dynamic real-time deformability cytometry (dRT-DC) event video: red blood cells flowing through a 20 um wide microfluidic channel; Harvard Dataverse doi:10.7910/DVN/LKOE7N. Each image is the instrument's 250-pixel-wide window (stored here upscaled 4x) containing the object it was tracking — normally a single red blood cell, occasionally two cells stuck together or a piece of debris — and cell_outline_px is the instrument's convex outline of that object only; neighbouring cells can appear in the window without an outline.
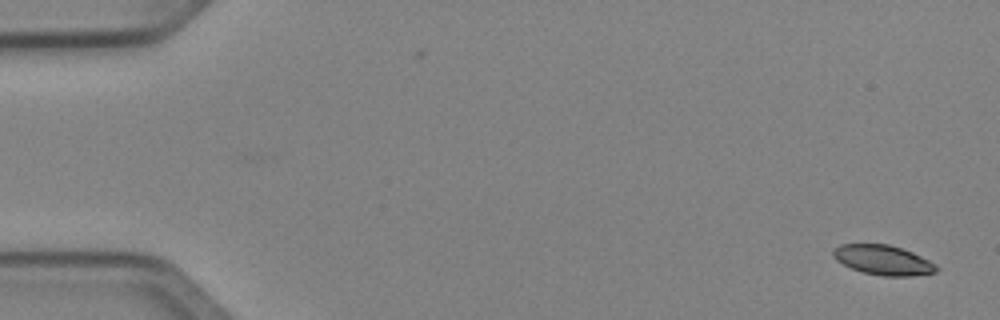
{"species": "Egyptian fruit bat (a non-hibernating species)", "species_latin": "Rousettus aegyptiacus", "temperature_condition": "cold", "stored_images_in_passage": 51, "camera_frame_rate_fps": 3000, "um_per_image_px": 0.085, "animal": {"sex": "female"}, "frame": {"image": 1, "passage_image": 1, "time_ms": 0.0, "image_size_px": [1000, 320], "cell_outline_px": [[940, 268], [936, 272], [912, 276], [884, 276], [864, 272], [852, 268], [836, 260], [832, 256], [832, 252], [840, 244], [888, 244], [912, 252], [936, 264]], "centroid_in_image_um": [75.08, 22.1], "position_along_channel_um": 9.9, "area_um2": 17.74}}
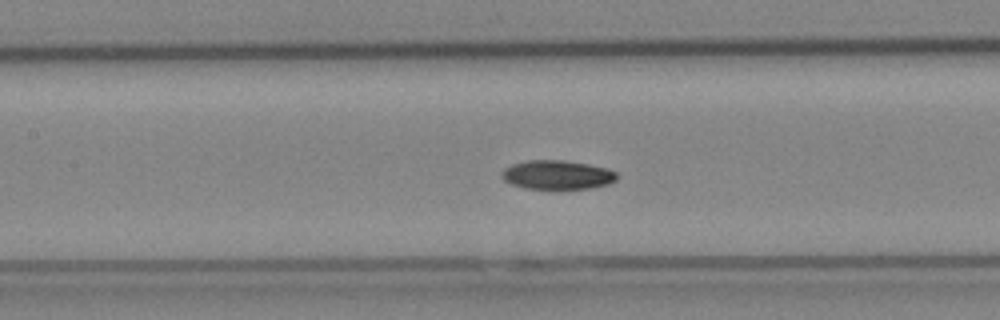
{"frame": {"image": 2, "passage_image": 23, "time_ms": 7.333, "image_size_px": [1000, 320], "cell_outline_px": [[620, 176], [616, 180], [608, 184], [592, 188], [556, 192], [552, 192], [524, 188], [512, 184], [504, 180], [500, 176], [500, 172], [504, 168], [512, 164], [524, 160], [564, 160], [588, 164], [608, 168], [616, 172]], "centroid_in_image_um": [47.36, 14.91], "position_along_channel_um": 160.0, "area_um2": 20.63}}
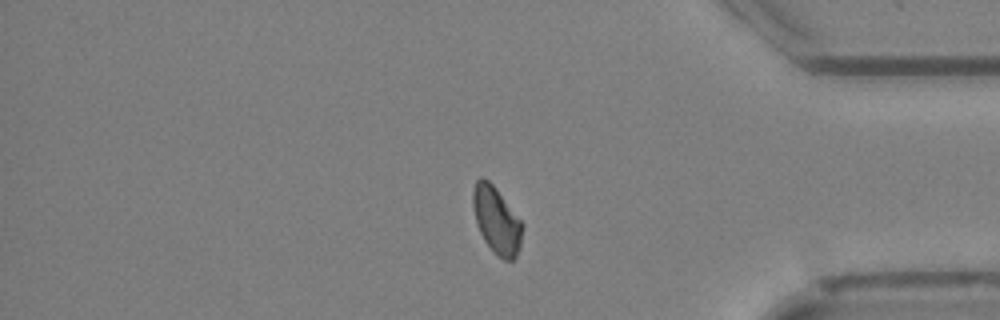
{"frame": {"image": 3, "passage_image": 42, "time_ms": 13.667, "image_size_px": [1000, 320], "cell_outline_px": [[524, 224], [520, 248], [516, 256], [512, 260], [504, 260], [492, 252], [484, 240], [476, 224], [472, 204], [472, 192], [476, 180], [480, 176], [488, 180], [496, 188]], "centroid_in_image_um": [42.2, 18.73], "position_along_channel_um": 393.0, "area_um2": 19.48}, "authors_computed_cell_mechanics": {"area_um2": 19.3052, "velocity_mm_per_s": 4.0293, "shape_relaxation_time_tau1_ms": 3.3093, "shape_relaxation_time_tau2_ms": null, "deformation_change_tau1": 0.1, "deformation_change_tau2": null}}